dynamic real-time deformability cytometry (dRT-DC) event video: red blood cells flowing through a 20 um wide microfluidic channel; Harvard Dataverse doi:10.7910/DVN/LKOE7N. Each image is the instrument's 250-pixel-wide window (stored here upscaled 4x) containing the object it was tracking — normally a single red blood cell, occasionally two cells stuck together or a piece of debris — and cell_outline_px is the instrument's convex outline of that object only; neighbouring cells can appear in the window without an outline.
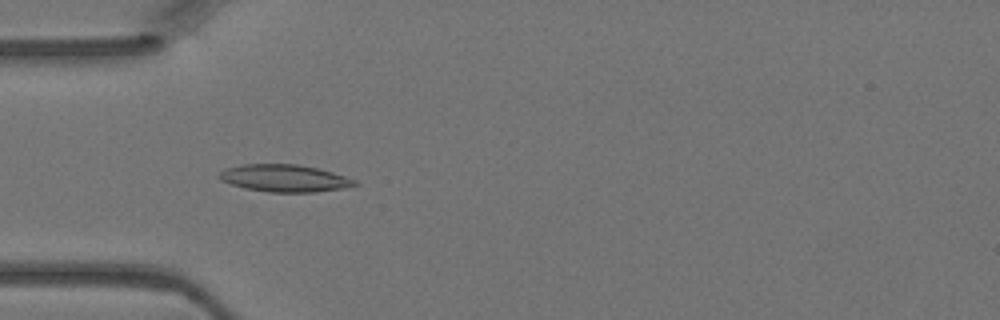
{"species": "Egyptian fruit bat (a non-hibernating species)", "species_latin": "Rousettus aegyptiacus", "temperature_condition": "warm", "stored_images_in_passage": 5, "camera_frame_rate_fps": 3000, "um_per_image_px": 0.085, "animal": {"sex": "female"}, "frame": {"image": 1, "passage_image": 4, "time_ms": 1.0, "image_size_px": [1000, 320], "cell_outline_px": [[360, 184], [344, 188], [316, 192], [268, 192], [244, 188], [220, 180], [216, 176], [224, 168], [240, 164], [296, 164], [316, 168], [332, 172], [356, 180]], "centroid_in_image_um": [24.15, 15.15], "position_along_channel_um": 60.9, "area_um2": 21.62}}
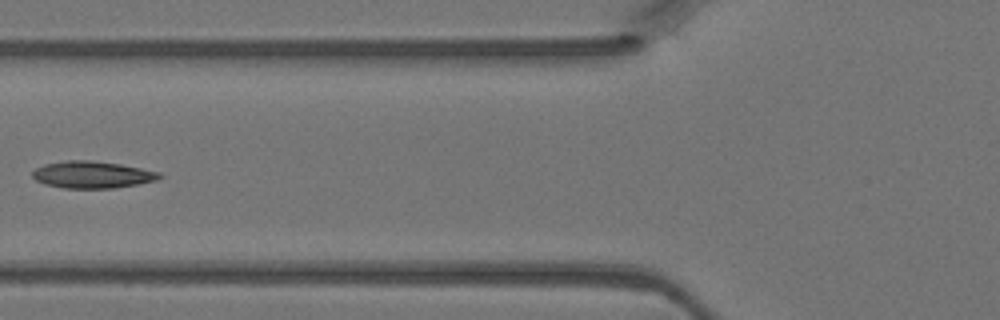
{"frame": {"image": 2, "passage_image": 5, "time_ms": 1.333, "image_size_px": [1000, 320], "cell_outline_px": [[164, 176], [160, 180], [112, 188], [64, 188], [44, 184], [36, 180], [32, 176], [32, 172], [36, 168], [44, 164], [68, 160], [92, 160], [120, 164], [160, 172]], "centroid_in_image_um": [7.86, 14.84], "position_along_channel_um": 117.9, "area_um2": 20.0}}